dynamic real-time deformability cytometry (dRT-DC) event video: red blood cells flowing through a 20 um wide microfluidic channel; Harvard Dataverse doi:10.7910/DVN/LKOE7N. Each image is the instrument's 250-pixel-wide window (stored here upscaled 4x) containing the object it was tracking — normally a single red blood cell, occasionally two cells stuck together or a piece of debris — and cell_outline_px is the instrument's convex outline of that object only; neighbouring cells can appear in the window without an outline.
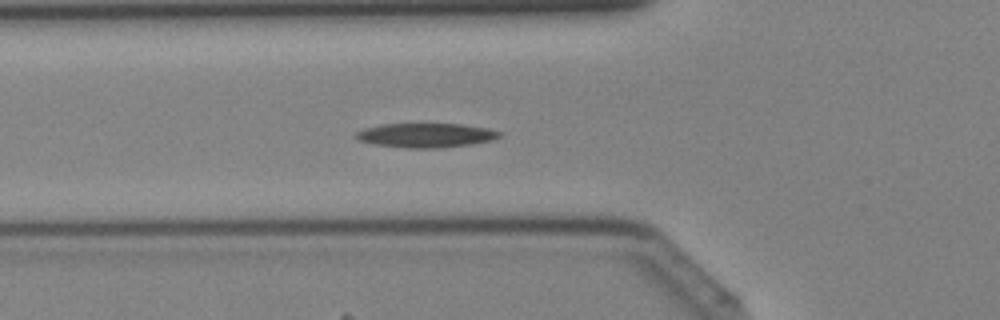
{"species": "Egyptian fruit bat (a non-hibernating species)", "species_latin": "Rousettus aegyptiacus", "temperature_condition": "cold", "stored_images_in_passage": 28, "camera_frame_rate_fps": 3000, "um_per_image_px": 0.085, "animal": {"sex": "female"}, "frame": {"image": 1, "passage_image": 7, "time_ms": 2.0, "image_size_px": [1000, 320], "cell_outline_px": [[504, 132], [500, 136], [492, 140], [468, 144], [440, 148], [404, 148], [376, 144], [360, 140], [352, 136], [356, 132], [364, 128], [384, 124], [460, 124], [488, 128]], "centroid_in_image_um": [36.2, 11.5], "position_along_channel_um": 89.6, "area_um2": 20.23}}
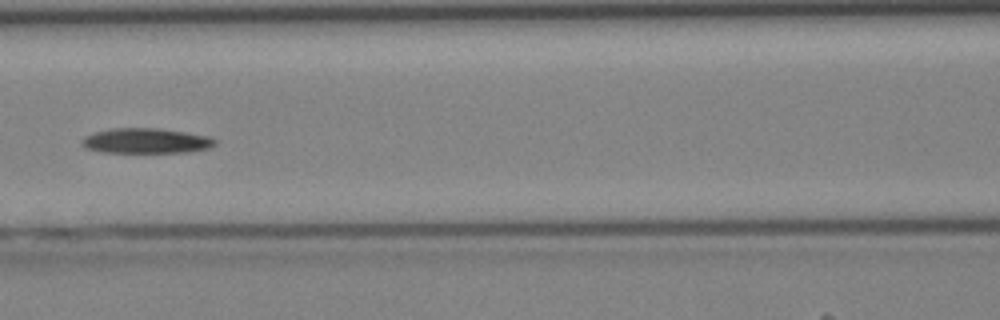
{"frame": {"image": 2, "passage_image": 11, "time_ms": 3.333, "image_size_px": [1000, 320], "cell_outline_px": [[216, 144], [208, 148], [188, 152], [104, 152], [84, 148], [80, 144], [84, 136], [96, 132], [112, 128], [160, 128], [208, 136], [216, 140]], "centroid_in_image_um": [12.39, 11.97], "position_along_channel_um": 154.2, "area_um2": 19.42}}
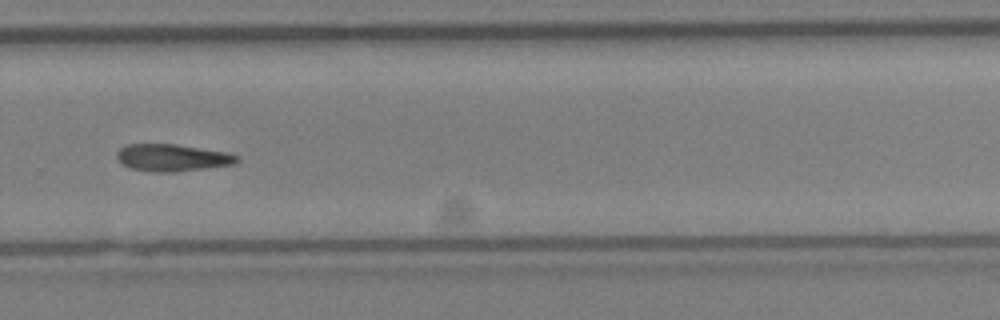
{"frame": {"image": 3, "passage_image": 21, "time_ms": 6.667, "image_size_px": [1000, 320], "cell_outline_px": [[240, 160], [232, 164], [176, 172], [152, 172], [132, 168], [124, 164], [116, 156], [116, 152], [120, 148], [128, 144], [172, 144], [228, 152], [240, 156]], "centroid_in_image_um": [14.66, 13.4], "position_along_channel_um": 315.1, "area_um2": 18.79}}